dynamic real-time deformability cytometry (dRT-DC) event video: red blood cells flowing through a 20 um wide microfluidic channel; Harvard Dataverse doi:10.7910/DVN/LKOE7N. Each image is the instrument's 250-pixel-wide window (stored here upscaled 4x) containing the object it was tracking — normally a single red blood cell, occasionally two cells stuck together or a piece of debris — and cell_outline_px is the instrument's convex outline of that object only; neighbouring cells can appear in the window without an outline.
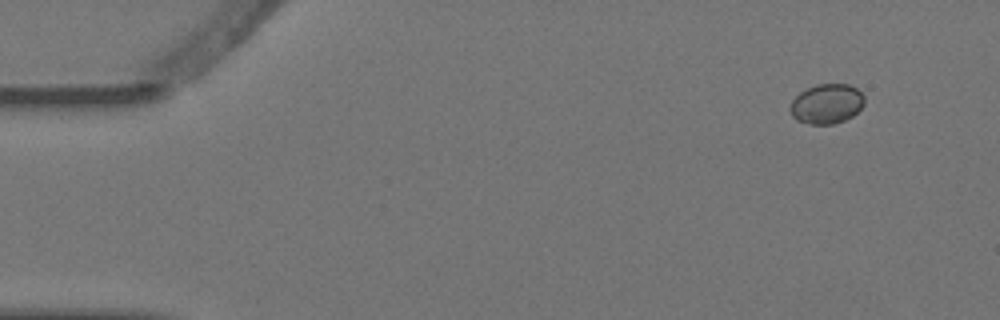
{"species": "Egyptian fruit bat (a non-hibernating species)", "species_latin": "Rousettus aegyptiacus", "temperature_condition": "warm", "stored_images_in_passage": 4, "segment_of_instrument_passage": [2, 2], "camera_frame_rate_fps": 3000, "um_per_image_px": 0.085, "animal": {"sex": "female"}, "frame": {"image": 1, "passage_image": 4, "time_ms": 1.0, "image_size_px": [1000, 320], "cell_outline_px": [[864, 104], [852, 116], [836, 124], [808, 124], [796, 120], [792, 116], [788, 108], [792, 100], [800, 92], [816, 84], [848, 84], [856, 88], [864, 96]], "centroid_in_image_um": [70.24, 8.83], "position_along_channel_um": 14.8, "area_um2": 17.28}}